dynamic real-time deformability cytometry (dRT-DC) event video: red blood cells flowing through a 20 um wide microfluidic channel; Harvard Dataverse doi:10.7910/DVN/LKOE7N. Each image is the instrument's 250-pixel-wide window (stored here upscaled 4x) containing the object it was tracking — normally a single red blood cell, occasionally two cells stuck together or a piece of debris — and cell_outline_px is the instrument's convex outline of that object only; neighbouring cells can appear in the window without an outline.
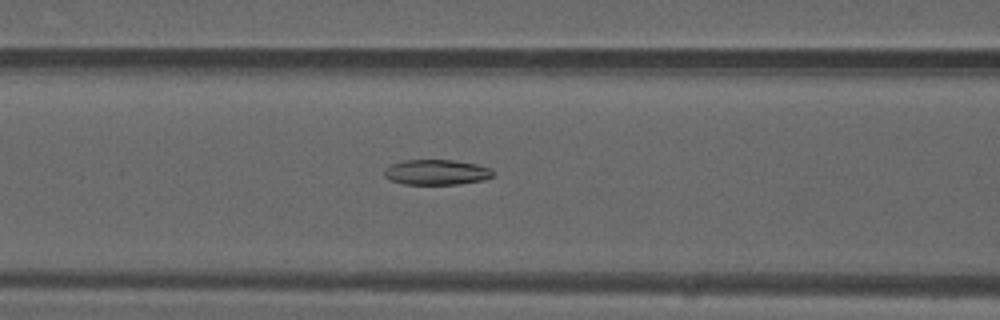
{"species": "common noctule bat (a hibernating species)", "species_latin": "Nyctalus noctula", "temperature_condition": "warm", "stored_images_in_passage": 50, "camera_frame_rate_fps": 3000, "um_per_image_px": 0.085, "animal": {"sex": "male", "forearm_length_mm": 52.5}, "frame": {"image": 1, "passage_image": 21, "time_ms": 6.667, "image_size_px": [1000, 320], "cell_outline_px": [[492, 176], [484, 180], [456, 184], [404, 184], [388, 180], [384, 176], [384, 168], [392, 164], [404, 160], [452, 160], [476, 164], [492, 168]], "centroid_in_image_um": [37.06, 14.64], "position_along_channel_um": 129.5, "area_um2": 16.01}}
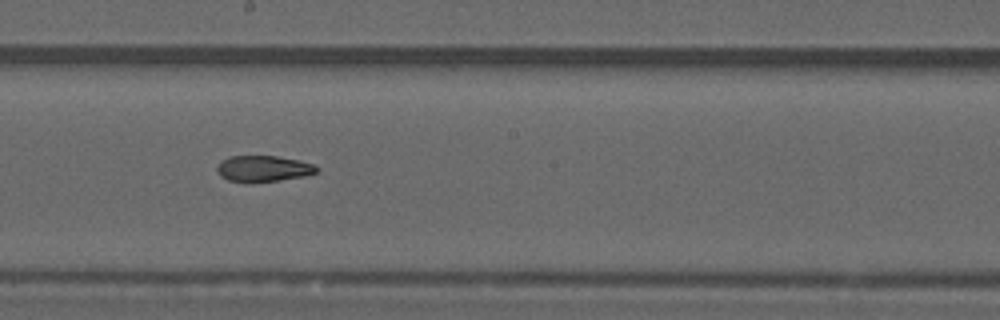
{"frame": {"image": 2, "passage_image": 28, "time_ms": 9.0, "image_size_px": [1000, 320], "cell_outline_px": [[320, 168], [316, 172], [304, 176], [280, 180], [228, 180], [220, 176], [216, 168], [228, 156], [276, 156], [300, 160], [316, 164]], "centroid_in_image_um": [22.46, 14.3], "position_along_channel_um": 225.7, "area_um2": 14.68}}
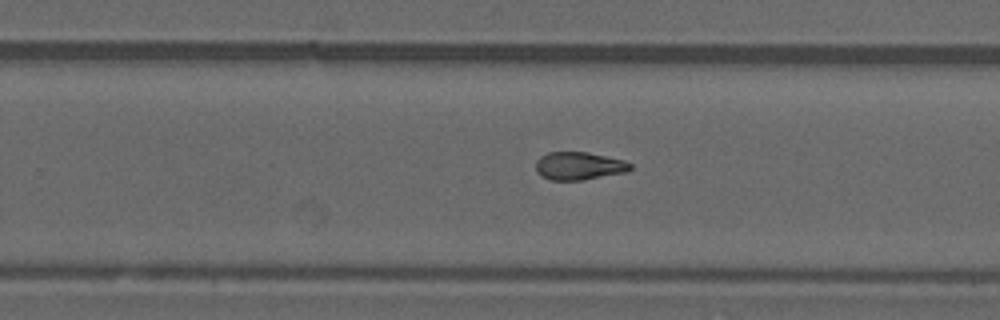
{"frame": {"image": 3, "passage_image": 32, "time_ms": 10.333, "image_size_px": [1000, 320], "cell_outline_px": [[632, 168], [628, 172], [584, 180], [552, 180], [540, 176], [536, 172], [536, 160], [540, 156], [548, 152], [588, 152], [624, 160], [632, 164]], "centroid_in_image_um": [49.22, 14.11], "position_along_channel_um": 280.6, "area_um2": 15.61}, "authors_computed_cell_mechanics": {"area_um2": 16.2418, "velocity_mm_per_s": 4.1346, "shape_relaxation_time_tau1_ms": null, "shape_relaxation_time_tau2_ms": 4.1888, "deformation_change_tau1": null, "deformation_change_tau2": 0.115}}